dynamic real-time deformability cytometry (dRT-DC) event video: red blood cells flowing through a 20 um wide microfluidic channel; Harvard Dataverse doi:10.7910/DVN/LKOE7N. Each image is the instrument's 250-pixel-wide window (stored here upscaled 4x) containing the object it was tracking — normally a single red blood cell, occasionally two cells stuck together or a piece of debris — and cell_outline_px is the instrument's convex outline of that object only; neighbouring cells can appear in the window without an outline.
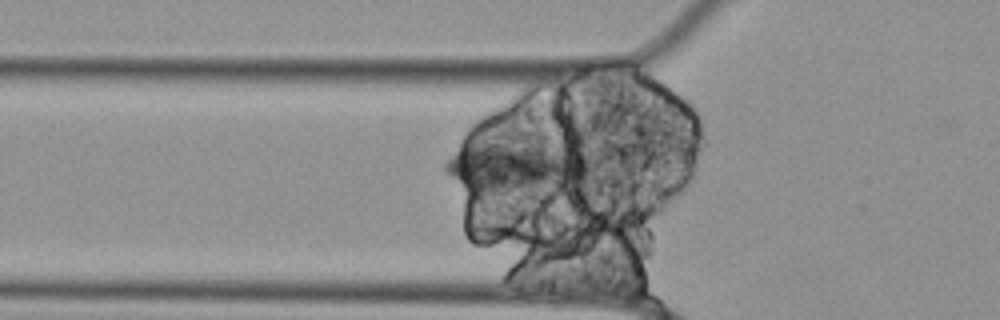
{"species": "Egyptian fruit bat (a non-hibernating species)", "species_latin": "Rousettus aegyptiacus", "temperature_condition": "cold", "stored_images_in_passage": 52, "segment_of_instrument_passage": [1, 2], "camera_frame_rate_fps": 3000, "um_per_image_px": 0.085, "animal": {"sex": "female"}, "frame": {"image": 1, "passage_image": 18, "time_ms": 5.667, "image_size_px": [1000, 320], "cell_outline_px": [[588, 168], [584, 172], [536, 196], [532, 196], [464, 188], [444, 172], [444, 164], [448, 156], [464, 140], [580, 152]], "centroid_in_image_um": [43.51, 14.25], "position_along_channel_um": 82.3, "area_um2": 41.38}}